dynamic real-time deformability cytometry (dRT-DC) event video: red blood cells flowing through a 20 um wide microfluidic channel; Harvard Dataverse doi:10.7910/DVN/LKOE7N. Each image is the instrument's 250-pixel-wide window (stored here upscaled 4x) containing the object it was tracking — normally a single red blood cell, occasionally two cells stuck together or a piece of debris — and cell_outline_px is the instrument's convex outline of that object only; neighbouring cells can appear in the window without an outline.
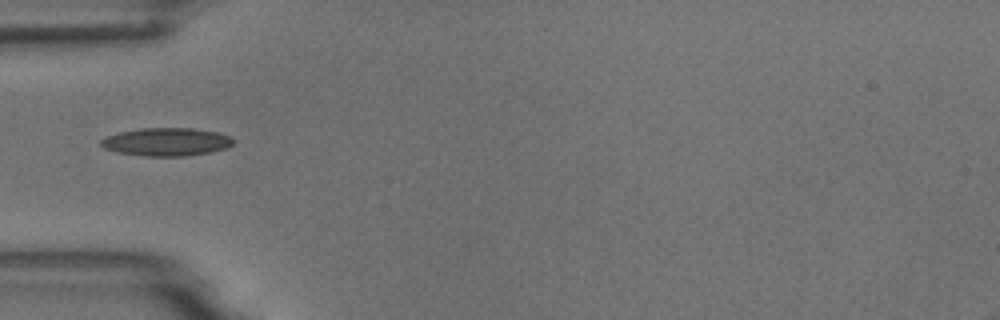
{"species": "common noctule bat (a hibernating species)", "species_latin": "Nyctalus noctula", "temperature_condition": "room temperature", "stored_images_in_passage": 3, "camera_frame_rate_fps": 3000, "um_per_image_px": 0.085, "animal": {"sex": "male", "body_mass_g": 18.8}, "frame": {"image": 1, "passage_image": 1, "time_ms": 0.0, "image_size_px": [1000, 320], "cell_outline_px": [[236, 140], [228, 148], [208, 152], [184, 156], [144, 156], [116, 152], [104, 148], [100, 144], [100, 140], [104, 136], [120, 132], [144, 128], [192, 128], [216, 132], [232, 136]], "centroid_in_image_um": [14.15, 12.06], "position_along_channel_um": 70.8, "area_um2": 21.73}}